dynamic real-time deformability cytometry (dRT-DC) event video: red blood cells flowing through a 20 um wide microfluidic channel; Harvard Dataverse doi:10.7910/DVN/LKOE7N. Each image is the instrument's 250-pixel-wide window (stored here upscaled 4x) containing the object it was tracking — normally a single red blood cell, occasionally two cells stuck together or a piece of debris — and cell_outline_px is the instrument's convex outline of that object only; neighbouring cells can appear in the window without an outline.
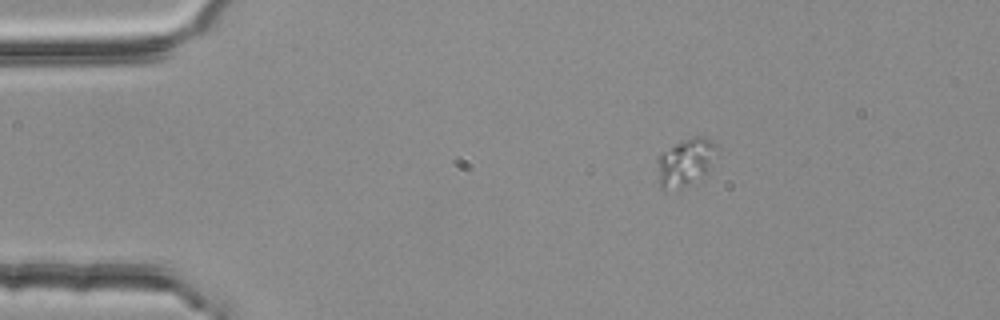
{"species": "common noctule bat (a hibernating species)", "species_latin": "Nyctalus noctula", "temperature_condition": "room temperature", "stored_images_in_passage": 2, "camera_frame_rate_fps": 3000, "um_per_image_px": 0.085, "animal": {"sex": "female", "body_mass_g": 25.1}, "frame": {"image": 1, "passage_image": 1, "time_ms": 0.0, "image_size_px": [1000, 320], "cell_outline_px": [[720, 148], [708, 168], [704, 172], [684, 184], [664, 188], [660, 188], [656, 160], [660, 152], [692, 136], [700, 136], [712, 140]], "centroid_in_image_um": [58.25, 13.67], "position_along_channel_um": 26.7, "area_um2": 15.72}}